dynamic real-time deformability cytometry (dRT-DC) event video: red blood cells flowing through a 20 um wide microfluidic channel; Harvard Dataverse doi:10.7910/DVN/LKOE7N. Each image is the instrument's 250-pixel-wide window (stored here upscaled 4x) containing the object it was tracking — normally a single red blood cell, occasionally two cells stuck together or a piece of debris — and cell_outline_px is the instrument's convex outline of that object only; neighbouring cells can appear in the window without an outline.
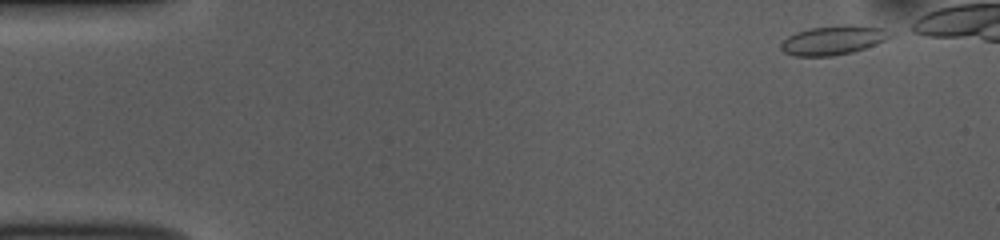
{"species": "common noctule bat (a hibernating species)", "species_latin": "Nyctalus noctula", "temperature_condition": "room temperature", "stored_images_in_passage": 41, "camera_frame_rate_fps": 3000, "um_per_image_px": 0.085, "animal": {"sex": "female", "body_mass_g": 10.0, "forearm_length_mm": 53.1}, "frame": {"image": 1, "passage_image": 1, "time_ms": 0.0, "image_size_px": [1000, 240], "cell_outline_px": [[896, 32], [892, 36], [876, 44], [852, 52], [832, 56], [792, 56], [784, 52], [780, 48], [780, 44], [788, 36], [796, 32], [812, 28], [840, 24], [856, 24], [884, 28]], "centroid_in_image_um": [70.86, 3.4], "position_along_channel_um": 14.1, "area_um2": 18.84}}
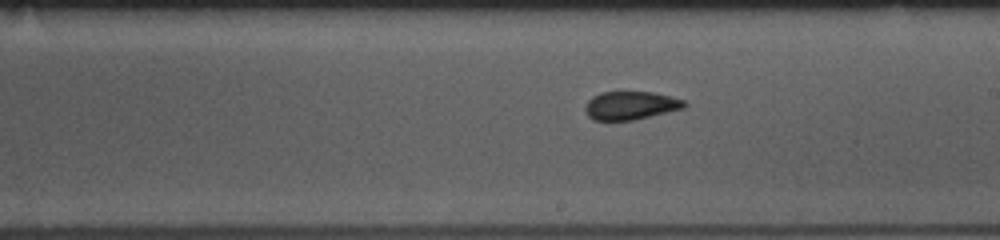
{"frame": {"image": 2, "passage_image": 27, "time_ms": 8.667, "image_size_px": [1000, 240], "cell_outline_px": [[688, 104], [684, 108], [632, 120], [592, 120], [588, 116], [584, 108], [584, 104], [592, 96], [600, 92], [652, 92], [684, 100]], "centroid_in_image_um": [53.56, 8.96], "position_along_channel_um": 235.4, "area_um2": 16.3}}
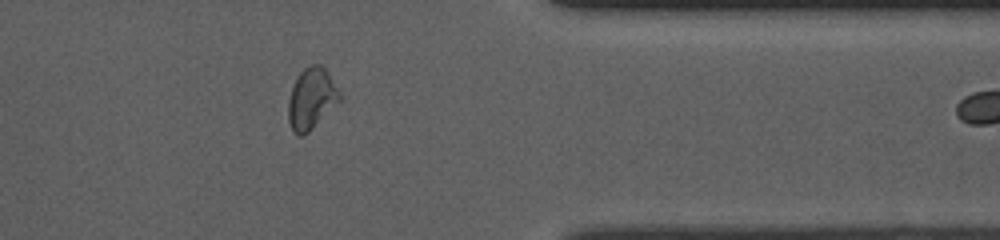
{"frame": {"image": 3, "passage_image": 40, "time_ms": 13.0, "image_size_px": [1000, 240], "cell_outline_px": [[340, 100], [304, 136], [296, 136], [292, 132], [288, 120], [288, 100], [292, 88], [300, 72], [304, 68], [312, 64], [320, 64], [328, 72], [340, 92]], "centroid_in_image_um": [26.45, 8.4], "position_along_channel_um": 385.0, "area_um2": 18.15}}